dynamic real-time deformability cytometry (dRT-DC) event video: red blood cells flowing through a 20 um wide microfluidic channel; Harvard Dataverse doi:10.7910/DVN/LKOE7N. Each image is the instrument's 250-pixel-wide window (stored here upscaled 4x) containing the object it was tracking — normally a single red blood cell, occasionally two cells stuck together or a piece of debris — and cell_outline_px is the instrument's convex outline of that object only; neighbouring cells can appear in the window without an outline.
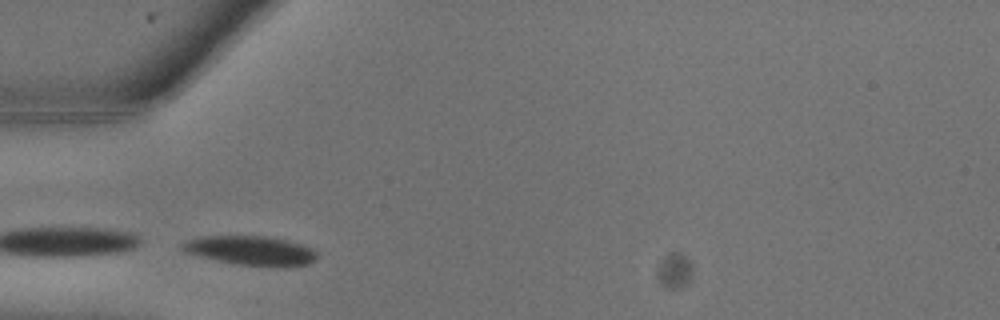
{"species": "common noctule bat (a hibernating species)", "species_latin": "Nyctalus noctula", "temperature_condition": "warm", "stored_images_in_passage": 14, "camera_frame_rate_fps": 3000, "um_per_image_px": 0.085, "animal": {"sex": "male", "body_mass_g": 13.3}, "frame": {"image": 1, "passage_image": 2, "time_ms": 0.333, "image_size_px": [1000, 320], "cell_outline_px": [[316, 256], [308, 264], [288, 268], [280, 268], [236, 264], [216, 260], [184, 252], [180, 248], [180, 244], [184, 240], [200, 236], [268, 236], [300, 244], [312, 248], [316, 252]], "centroid_in_image_um": [21.28, 21.31], "position_along_channel_um": 63.7, "area_um2": 23.29}}
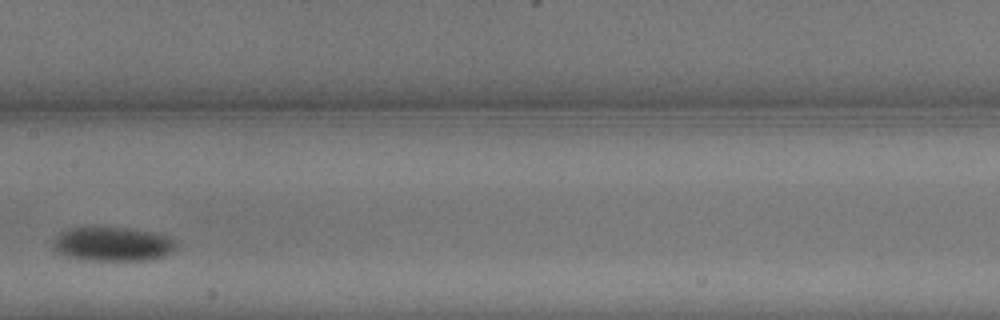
{"frame": {"image": 2, "passage_image": 7, "time_ms": 2.0, "image_size_px": [1000, 320], "cell_outline_px": [[176, 244], [172, 252], [164, 256], [148, 260], [80, 260], [64, 256], [56, 248], [56, 236], [60, 232], [68, 228], [128, 228], [152, 232], [168, 236], [176, 240]], "centroid_in_image_um": [9.62, 20.75], "position_along_channel_um": 197.8, "area_um2": 24.22}}
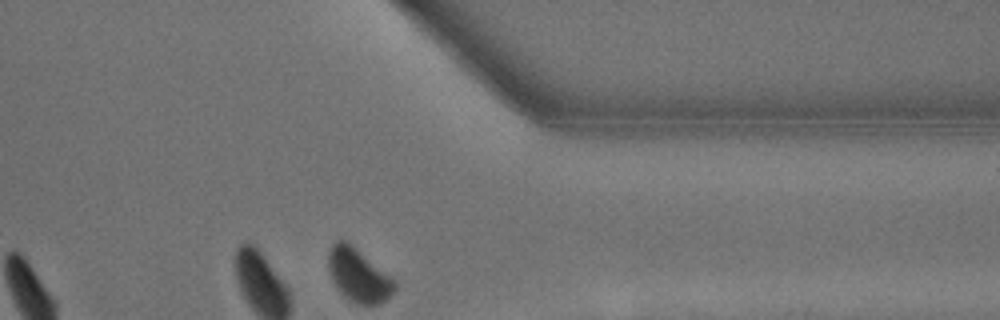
{"frame": {"image": 3, "passage_image": 14, "time_ms": 4.333, "image_size_px": [1000, 320], "cell_outline_px": [[396, 288], [384, 300], [376, 304], [356, 304], [348, 300], [336, 288], [332, 280], [328, 268], [328, 252], [332, 244], [336, 240], [348, 240], [392, 276], [396, 284]], "centroid_in_image_um": [30.45, 23.35], "position_along_channel_um": 381.0, "area_um2": 20.87}}